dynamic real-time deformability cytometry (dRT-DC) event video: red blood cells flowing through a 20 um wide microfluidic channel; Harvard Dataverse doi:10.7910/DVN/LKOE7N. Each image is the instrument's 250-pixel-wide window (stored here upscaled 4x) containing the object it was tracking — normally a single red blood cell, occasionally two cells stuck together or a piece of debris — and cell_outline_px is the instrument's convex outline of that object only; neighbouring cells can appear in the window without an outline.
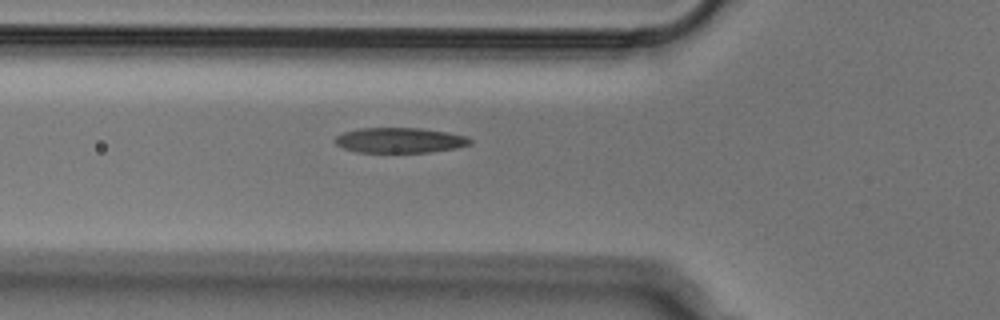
{"species": "Egyptian fruit bat (a non-hibernating species)", "species_latin": "Rousettus aegyptiacus", "temperature_condition": "cold", "stored_images_in_passage": 38, "camera_frame_rate_fps": 3000, "um_per_image_px": 0.085, "animal": {"sex": "male"}, "frame": {"image": 1, "passage_image": 9, "time_ms": 2.667, "image_size_px": [1000, 320], "cell_outline_px": [[472, 144], [456, 148], [432, 152], [356, 152], [344, 148], [336, 144], [332, 140], [336, 136], [344, 132], [360, 128], [420, 128], [448, 132], [464, 136], [472, 140]], "centroid_in_image_um": [33.97, 11.92], "position_along_channel_um": 91.8, "area_um2": 19.88}}
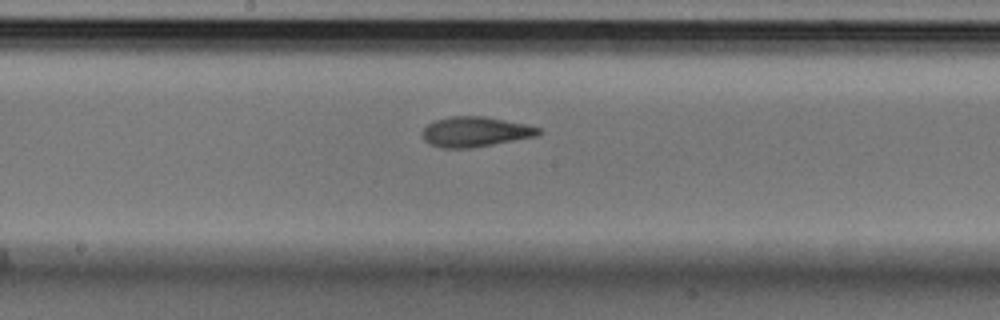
{"frame": {"image": 2, "passage_image": 18, "time_ms": 5.667, "image_size_px": [1000, 320], "cell_outline_px": [[544, 132], [536, 136], [472, 148], [444, 148], [428, 144], [424, 140], [424, 128], [428, 124], [436, 120], [452, 116], [484, 116], [524, 124], [540, 128]], "centroid_in_image_um": [40.41, 11.21], "position_along_channel_um": 207.8, "area_um2": 20.17}}
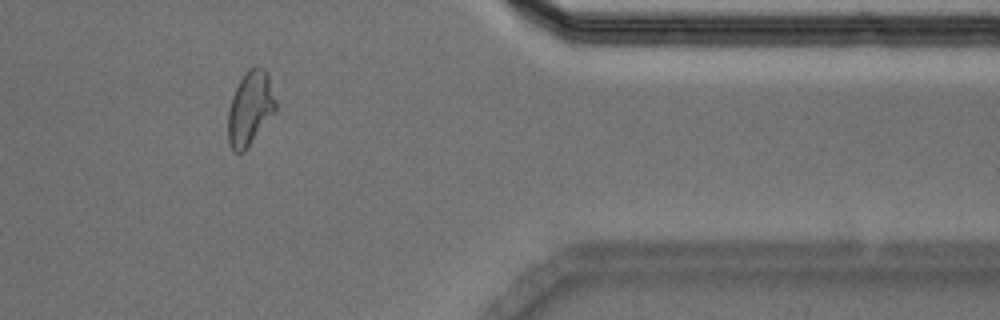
{"frame": {"image": 3, "passage_image": 34, "time_ms": 11.0, "image_size_px": [1000, 320], "cell_outline_px": [[276, 112], [244, 152], [232, 152], [228, 144], [228, 108], [232, 96], [244, 72], [248, 68], [256, 64], [260, 64], [264, 68], [268, 76], [276, 100]], "centroid_in_image_um": [21.26, 9.2], "position_along_channel_um": 390.1, "area_um2": 20.98}}